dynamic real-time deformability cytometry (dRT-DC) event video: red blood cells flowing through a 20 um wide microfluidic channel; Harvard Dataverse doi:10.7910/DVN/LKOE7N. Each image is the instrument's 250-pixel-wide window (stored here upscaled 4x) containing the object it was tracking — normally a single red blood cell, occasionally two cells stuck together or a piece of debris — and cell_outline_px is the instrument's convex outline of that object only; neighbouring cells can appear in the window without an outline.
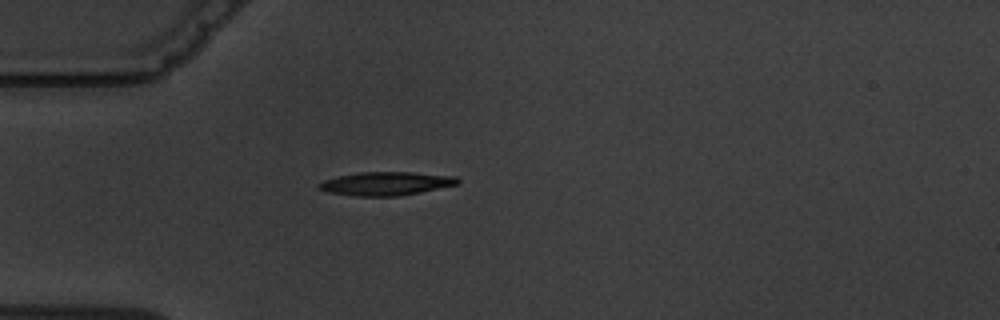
{"species": "common noctule bat (a hibernating species)", "species_latin": "Nyctalus noctula", "temperature_condition": "warm", "stored_images_in_passage": 4, "camera_frame_rate_fps": 3000, "um_per_image_px": 0.085, "animal": {"sex": "male", "body_mass_g": 19.5, "forearm_length_mm": 54.6}, "frame": {"image": 1, "passage_image": 4, "time_ms": 5.0, "image_size_px": [1000, 320], "cell_outline_px": [[460, 184], [400, 196], [352, 196], [328, 192], [320, 188], [316, 184], [324, 180], [340, 176], [360, 172], [412, 172], [456, 176], [460, 180]], "centroid_in_image_um": [32.85, 15.6], "position_along_channel_um": 52.2, "area_um2": 19.02}}